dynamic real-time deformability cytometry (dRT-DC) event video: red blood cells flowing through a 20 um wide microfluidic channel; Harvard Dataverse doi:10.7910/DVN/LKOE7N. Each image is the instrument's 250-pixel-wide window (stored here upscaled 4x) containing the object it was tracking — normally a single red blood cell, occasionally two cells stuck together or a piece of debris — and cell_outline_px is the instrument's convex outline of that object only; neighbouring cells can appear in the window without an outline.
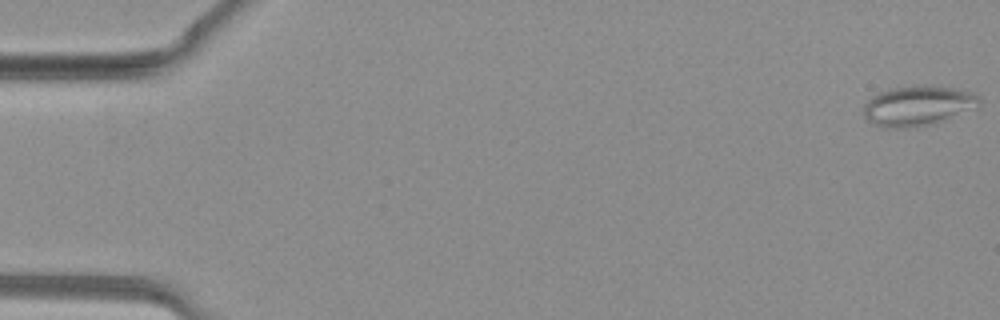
{"species": "common noctule bat (a hibernating species)", "species_latin": "Nyctalus noctula", "temperature_condition": "warm", "stored_images_in_passage": 39, "camera_frame_rate_fps": 3000, "um_per_image_px": 0.085, "animal": {"sex": "female", "body_mass_g": 19.3, "forearm_length_mm": 54.1}, "frame": {"image": 1, "passage_image": 1, "time_ms": 0.0, "image_size_px": [1000, 320], "cell_outline_px": [[980, 104], [936, 124], [904, 128], [884, 128], [872, 124], [864, 116], [864, 104], [876, 92], [888, 88], [924, 84], [956, 88], [972, 92], [980, 96]], "centroid_in_image_um": [77.98, 8.97], "position_along_channel_um": 7.0, "area_um2": 27.34}}
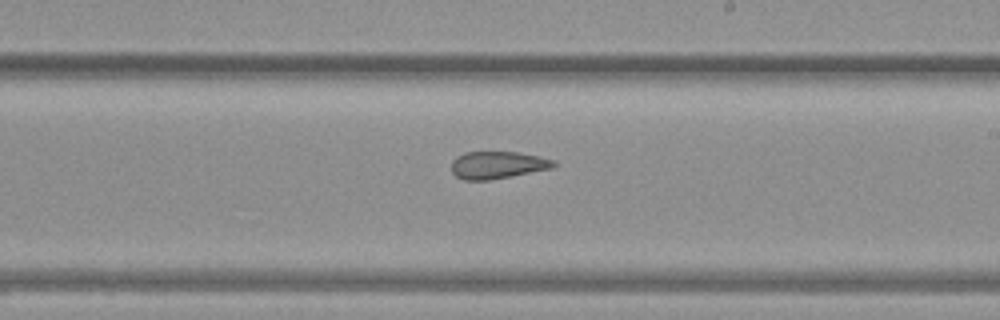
{"frame": {"image": 2, "passage_image": 23, "time_ms": 7.333, "image_size_px": [1000, 320], "cell_outline_px": [[556, 164], [552, 168], [512, 176], [488, 180], [464, 180], [456, 176], [452, 172], [452, 160], [456, 156], [464, 152], [516, 152], [556, 160]], "centroid_in_image_um": [42.27, 14.02], "position_along_channel_um": 246.7, "area_um2": 16.24}}
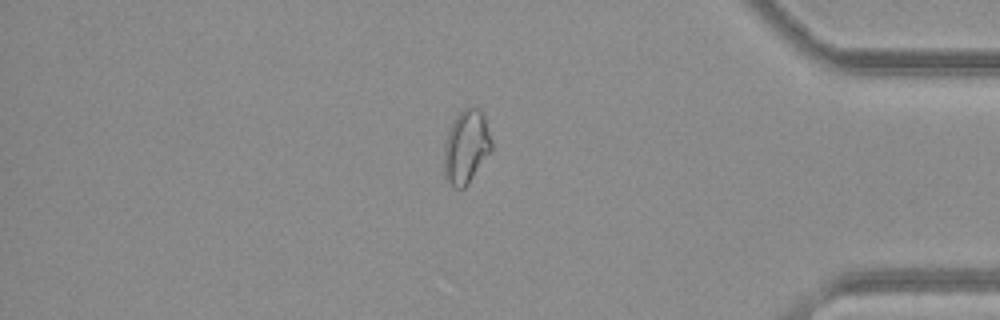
{"frame": {"image": 3, "passage_image": 33, "time_ms": 10.667, "image_size_px": [1000, 320], "cell_outline_px": [[492, 148], [468, 184], [464, 188], [456, 188], [444, 180], [444, 144], [452, 120], [468, 104], [476, 104], [480, 108], [484, 116], [492, 140]], "centroid_in_image_um": [39.61, 12.43], "position_along_channel_um": 395.6, "area_um2": 20.69}}